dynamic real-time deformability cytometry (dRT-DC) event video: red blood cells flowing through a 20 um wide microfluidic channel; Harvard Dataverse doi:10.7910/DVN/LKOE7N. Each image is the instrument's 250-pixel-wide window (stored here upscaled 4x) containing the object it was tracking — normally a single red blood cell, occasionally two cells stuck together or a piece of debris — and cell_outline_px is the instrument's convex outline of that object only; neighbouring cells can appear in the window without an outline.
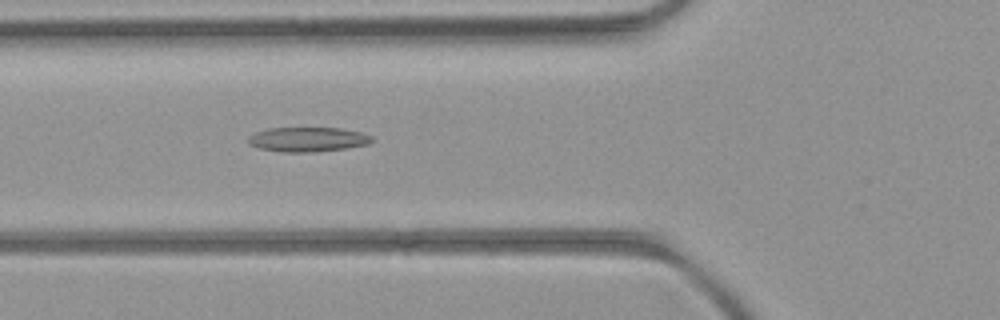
{"species": "common noctule bat (a hibernating species)", "species_latin": "Nyctalus noctula", "temperature_condition": "room temperature", "stored_images_in_passage": 51, "camera_frame_rate_fps": 3000, "um_per_image_px": 0.085, "animal": {"sex": "female", "body_mass_g": 21.9}, "frame": {"image": 1, "passage_image": 19, "time_ms": 6.0, "image_size_px": [1000, 320], "cell_outline_px": [[372, 140], [368, 144], [344, 148], [316, 152], [280, 152], [260, 148], [248, 144], [248, 136], [256, 132], [268, 128], [340, 128], [364, 132], [372, 136]], "centroid_in_image_um": [26.15, 11.84], "position_along_channel_um": 99.7, "area_um2": 17.74}}
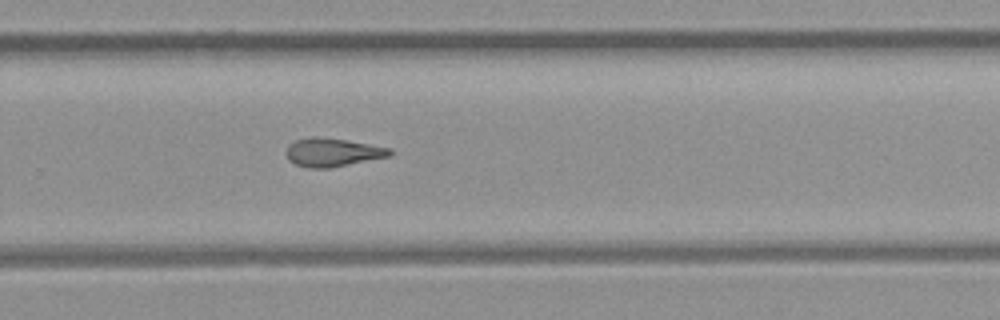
{"frame": {"image": 2, "passage_image": 34, "time_ms": 11.0, "image_size_px": [1000, 320], "cell_outline_px": [[392, 152], [388, 156], [332, 168], [308, 168], [296, 164], [288, 160], [284, 152], [288, 144], [296, 140], [312, 136], [316, 136], [344, 140], [392, 148]], "centroid_in_image_um": [28.2, 12.95], "position_along_channel_um": 301.6, "area_um2": 17.17}}
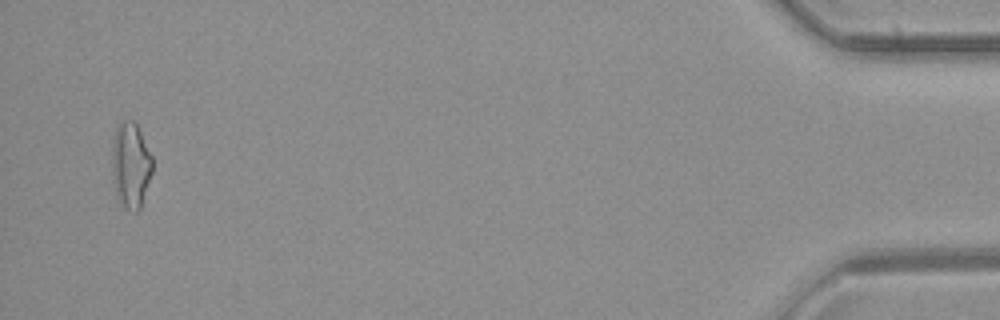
{"frame": {"image": 3, "passage_image": 50, "time_ms": 16.333, "image_size_px": [1000, 320], "cell_outline_px": [[152, 172], [140, 208], [136, 212], [132, 212], [120, 200], [116, 192], [112, 172], [112, 144], [116, 128], [124, 120], [136, 120], [152, 156]], "centroid_in_image_um": [11.12, 13.97], "position_along_channel_um": 424.1, "area_um2": 20.0}, "authors_computed_cell_mechanics": {"area_um2": 17.5134, "velocity_mm_per_s": 4.0317, "shape_relaxation_time_tau1_ms": null, "shape_relaxation_time_tau2_ms": 6.6217, "deformation_change_tau1": null, "deformation_change_tau2": 0.1801}}